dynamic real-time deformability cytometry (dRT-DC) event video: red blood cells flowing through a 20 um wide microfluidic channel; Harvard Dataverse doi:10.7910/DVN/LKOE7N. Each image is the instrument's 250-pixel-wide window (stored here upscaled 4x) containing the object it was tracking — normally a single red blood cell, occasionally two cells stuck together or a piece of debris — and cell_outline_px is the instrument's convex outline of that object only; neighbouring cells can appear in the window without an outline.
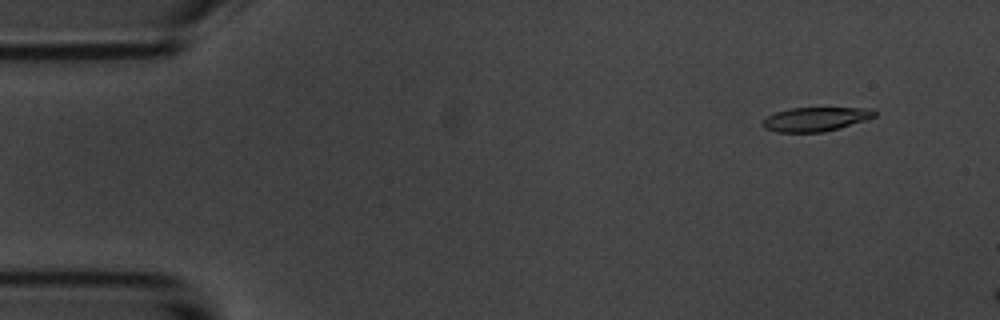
{"species": "common noctule bat (a hibernating species)", "species_latin": "Nyctalus noctula", "temperature_condition": "room temperature", "stored_images_in_passage": 3, "camera_frame_rate_fps": 3000, "um_per_image_px": 0.085, "animal": {"sex": "male", "body_mass_g": 20.1, "forearm_length_mm": 53.5}, "frame": {"image": 1, "passage_image": 1, "time_ms": 0.0, "image_size_px": [1000, 320], "cell_outline_px": [[876, 116], [840, 128], [824, 132], [776, 132], [764, 128], [760, 124], [760, 120], [776, 112], [792, 108], [872, 108], [876, 112]], "centroid_in_image_um": [69.28, 10.13], "position_along_channel_um": 15.7, "area_um2": 15.72}}